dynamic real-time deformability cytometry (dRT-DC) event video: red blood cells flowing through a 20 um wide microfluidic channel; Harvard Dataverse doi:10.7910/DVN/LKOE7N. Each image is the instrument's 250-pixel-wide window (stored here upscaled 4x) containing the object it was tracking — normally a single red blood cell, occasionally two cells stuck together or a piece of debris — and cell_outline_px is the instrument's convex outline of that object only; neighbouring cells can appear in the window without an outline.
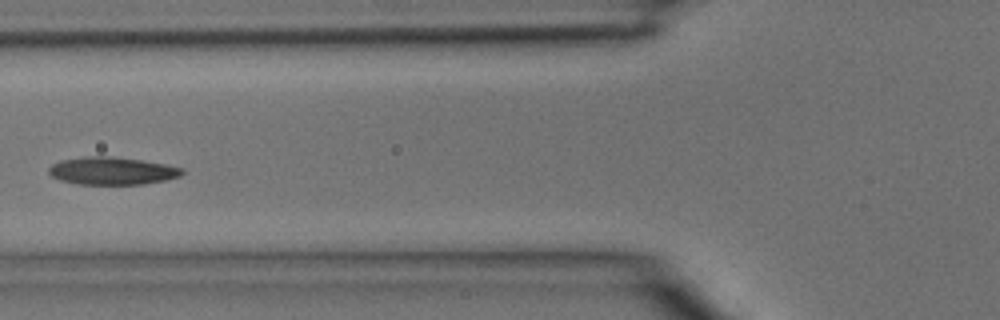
{"species": "common noctule bat (a hibernating species)", "species_latin": "Nyctalus noctula", "temperature_condition": "room temperature", "stored_images_in_passage": 16, "camera_frame_rate_fps": 3000, "um_per_image_px": 0.085, "animal": {"sex": "male", "body_mass_g": 15.6}, "frame": {"image": 1, "passage_image": 14, "time_ms": 4.333, "image_size_px": [1000, 320], "cell_outline_px": [[184, 172], [180, 176], [164, 180], [144, 184], [76, 184], [60, 180], [52, 176], [48, 172], [48, 168], [52, 164], [60, 160], [84, 156], [112, 156], [140, 160], [164, 164], [184, 168]], "centroid_in_image_um": [9.5, 14.52], "position_along_channel_um": 116.3, "area_um2": 21.5}}